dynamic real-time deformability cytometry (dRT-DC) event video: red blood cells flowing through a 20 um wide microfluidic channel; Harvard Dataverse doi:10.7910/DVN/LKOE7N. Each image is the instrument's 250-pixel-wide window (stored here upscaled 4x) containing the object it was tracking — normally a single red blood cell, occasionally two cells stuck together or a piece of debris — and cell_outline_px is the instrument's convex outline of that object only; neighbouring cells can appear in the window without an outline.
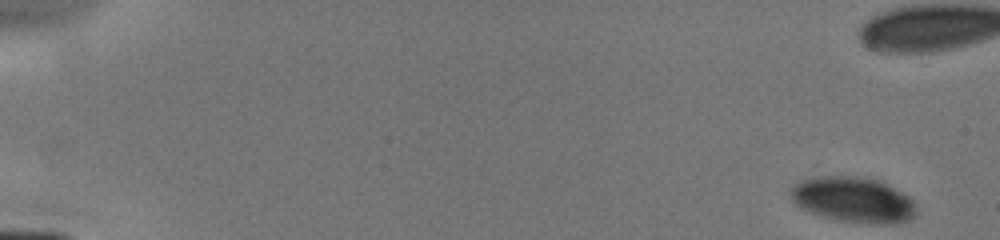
{"species": "human", "species_latin": "Homo sapiens", "temperature_condition": "cold", "stored_images_in_passage": 8, "camera_frame_rate_fps": 3000, "um_per_image_px": 0.085, "donor": {"sex": "male"}, "frame": {"image": 1, "passage_image": 1, "time_ms": 0.0, "image_size_px": [1000, 240], "cell_outline_px": [[916, 212], [908, 220], [896, 224], [868, 224], [836, 220], [820, 216], [800, 208], [792, 200], [788, 192], [792, 184], [800, 180], [816, 176], [864, 176], [880, 180], [908, 196], [912, 200], [916, 208]], "centroid_in_image_um": [72.48, 16.97], "position_along_channel_um": 12.5, "area_um2": 33.87}}